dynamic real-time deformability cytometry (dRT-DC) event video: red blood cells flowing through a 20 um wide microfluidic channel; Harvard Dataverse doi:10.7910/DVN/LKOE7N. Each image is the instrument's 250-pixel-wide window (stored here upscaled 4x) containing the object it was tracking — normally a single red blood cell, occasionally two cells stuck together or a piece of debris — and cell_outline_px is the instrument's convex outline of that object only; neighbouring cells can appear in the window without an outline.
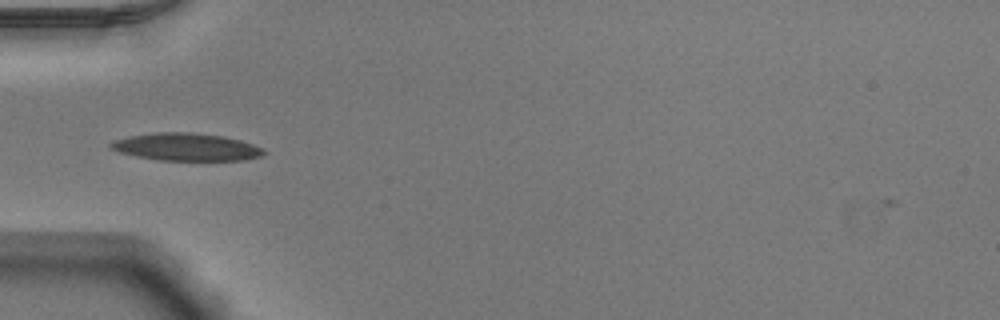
{"species": "Egyptian fruit bat (a non-hibernating species)", "species_latin": "Rousettus aegyptiacus", "temperature_condition": "warm", "stored_images_in_passage": 36, "camera_frame_rate_fps": 3000, "um_per_image_px": 0.085, "animal": {"sex": "male"}, "frame": {"image": 1, "passage_image": 1, "time_ms": 0.0, "image_size_px": [1000, 320], "cell_outline_px": [[264, 156], [244, 160], [156, 160], [136, 156], [120, 152], [108, 148], [108, 144], [116, 140], [132, 136], [156, 132], [192, 132], [224, 136], [240, 140], [264, 148]], "centroid_in_image_um": [15.85, 12.49], "position_along_channel_um": 69.1, "area_um2": 24.57}}
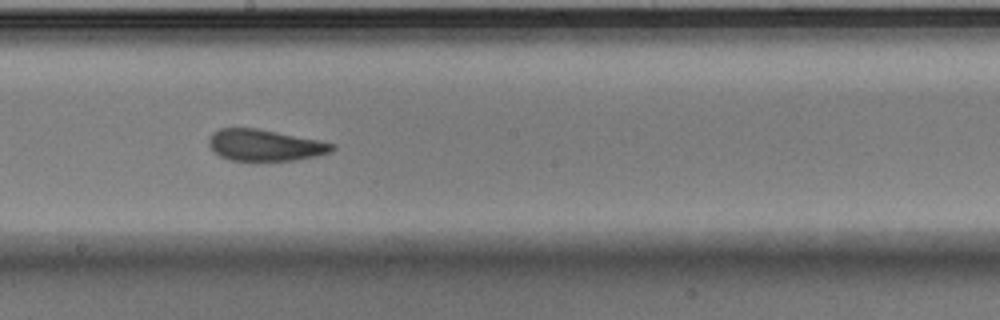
{"frame": {"image": 2, "passage_image": 13, "time_ms": 4.0, "image_size_px": [1000, 320], "cell_outline_px": [[336, 148], [332, 152], [316, 156], [292, 160], [232, 160], [220, 156], [208, 144], [208, 140], [212, 132], [220, 128], [256, 128], [320, 140], [336, 144]], "centroid_in_image_um": [22.55, 12.33], "position_along_channel_um": 225.7, "area_um2": 22.48}}
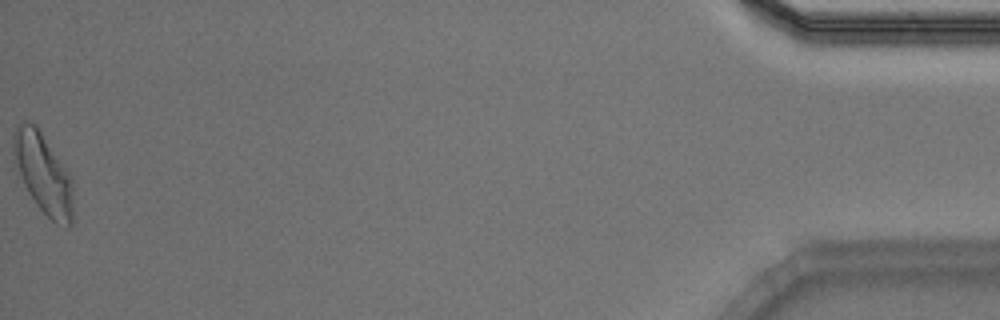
{"frame": {"image": 3, "passage_image": 36, "time_ms": 11.667, "image_size_px": [1000, 320], "cell_outline_px": [[72, 224], [68, 228], [56, 224], [36, 204], [28, 192], [24, 184], [12, 152], [12, 136], [16, 124], [20, 120], [28, 120], [36, 124], [72, 176]], "centroid_in_image_um": [3.67, 14.69], "position_along_channel_um": 431.5, "area_um2": 28.21}, "authors_computed_cell_mechanics": {"area_um2": 23.3512, "velocity_mm_per_s": 3.906, "shape_relaxation_time_tau1_ms": 4.5294, "shape_relaxation_time_tau2_ms": 1.2198, "deformation_change_tau1": 0.1815, "deformation_change_tau2": 0.0902}}